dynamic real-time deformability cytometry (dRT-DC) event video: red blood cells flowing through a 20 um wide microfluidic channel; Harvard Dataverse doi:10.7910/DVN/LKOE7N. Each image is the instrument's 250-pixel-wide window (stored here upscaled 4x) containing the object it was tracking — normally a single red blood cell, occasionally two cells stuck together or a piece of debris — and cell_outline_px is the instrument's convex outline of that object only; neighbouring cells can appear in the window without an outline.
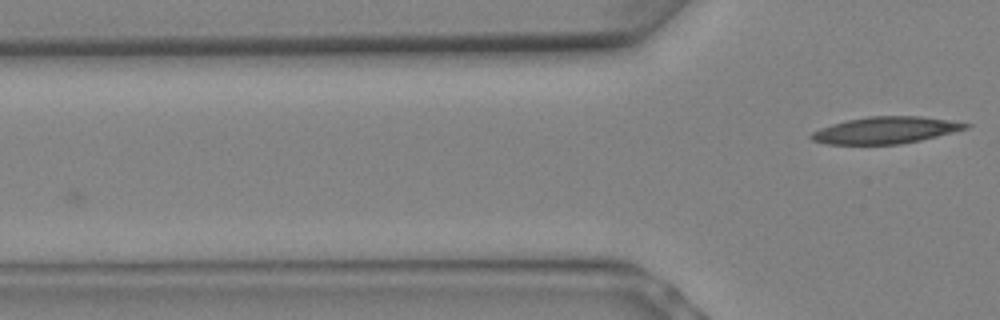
{"species": "Egyptian fruit bat (a non-hibernating species)", "species_latin": "Rousettus aegyptiacus", "temperature_condition": "warm", "stored_images_in_passage": 3, "camera_frame_rate_fps": 3000, "um_per_image_px": 0.085, "animal": {"sex": "female"}, "frame": {"image": 1, "passage_image": 3, "time_ms": 0.667, "image_size_px": [1000, 320], "cell_outline_px": [[972, 124], [968, 128], [920, 140], [900, 144], [824, 144], [812, 140], [808, 136], [812, 132], [820, 128], [832, 124], [848, 120], [868, 116], [920, 116], [948, 120]], "centroid_in_image_um": [75.24, 11.06], "position_along_channel_um": 50.6, "area_um2": 23.93}}